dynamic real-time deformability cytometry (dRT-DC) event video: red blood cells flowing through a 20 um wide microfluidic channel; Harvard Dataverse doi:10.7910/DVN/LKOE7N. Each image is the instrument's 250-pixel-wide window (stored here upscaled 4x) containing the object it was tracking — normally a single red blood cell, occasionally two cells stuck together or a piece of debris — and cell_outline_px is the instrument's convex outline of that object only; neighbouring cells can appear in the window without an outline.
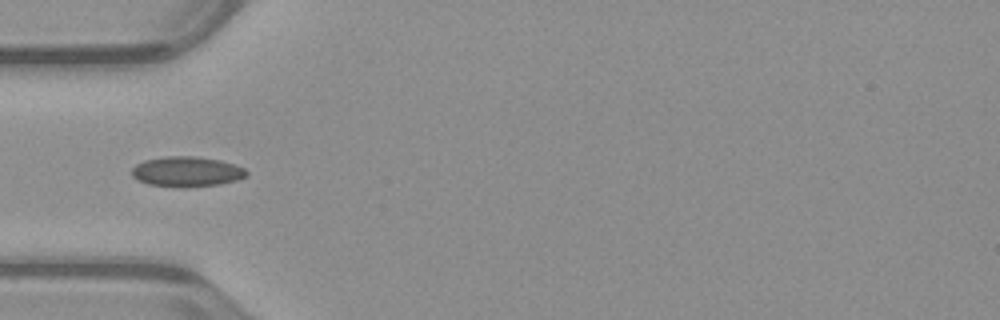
{"species": "common noctule bat (a hibernating species)", "species_latin": "Nyctalus noctula", "temperature_condition": "warm", "stored_images_in_passage": 19, "camera_frame_rate_fps": 3000, "um_per_image_px": 0.085, "animal": {"sex": "male", "body_mass_g": 23.1, "forearm_length_mm": 52.7}, "frame": {"image": 1, "passage_image": 6, "time_ms": 1.667, "image_size_px": [1000, 320], "cell_outline_px": [[248, 176], [236, 180], [220, 184], [180, 188], [148, 184], [136, 180], [132, 176], [132, 168], [136, 164], [144, 160], [168, 156], [196, 156], [220, 160], [244, 168], [248, 172]], "centroid_in_image_um": [15.85, 14.6], "position_along_channel_um": 69.1, "area_um2": 20.29}}